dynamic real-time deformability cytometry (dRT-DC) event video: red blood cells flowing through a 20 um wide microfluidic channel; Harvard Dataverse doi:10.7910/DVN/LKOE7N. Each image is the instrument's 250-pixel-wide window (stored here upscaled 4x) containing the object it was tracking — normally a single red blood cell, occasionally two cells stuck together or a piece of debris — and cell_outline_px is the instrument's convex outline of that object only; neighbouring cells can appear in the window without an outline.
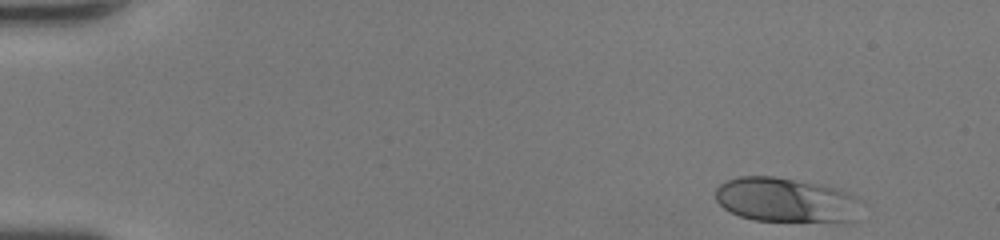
{"species": "human", "species_latin": "Homo sapiens", "temperature_condition": "room temperature", "stored_images_in_passage": 43, "camera_frame_rate_fps": 3000, "um_per_image_px": 0.085, "donor": {"sex": "female"}, "frame": {"image": 1, "passage_image": 1, "time_ms": 0.0, "image_size_px": [1000, 240], "cell_outline_px": [[860, 200], [856, 220], [756, 220], [740, 216], [724, 208], [716, 200], [716, 188], [720, 184], [728, 180], [740, 176], [772, 176], [820, 184], [836, 188], [848, 192], [856, 196]], "centroid_in_image_um": [66.78, 16.97], "position_along_channel_um": 18.2, "area_um2": 37.17}}
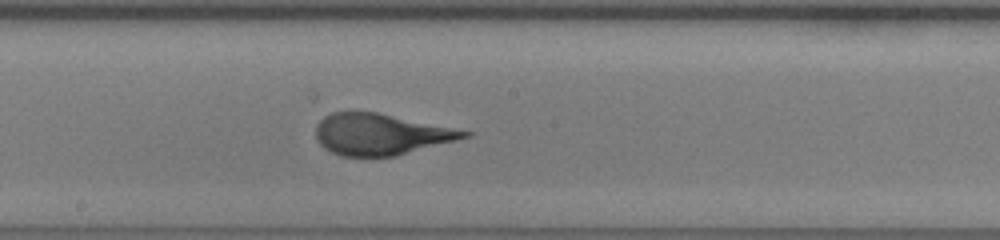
{"frame": {"image": 2, "passage_image": 23, "time_ms": 7.333, "image_size_px": [1000, 240], "cell_outline_px": [[472, 136], [396, 156], [340, 156], [324, 148], [316, 140], [316, 124], [324, 116], [332, 112], [376, 112], [472, 132]], "centroid_in_image_um": [32.33, 11.42], "position_along_channel_um": 215.9, "area_um2": 35.43}}
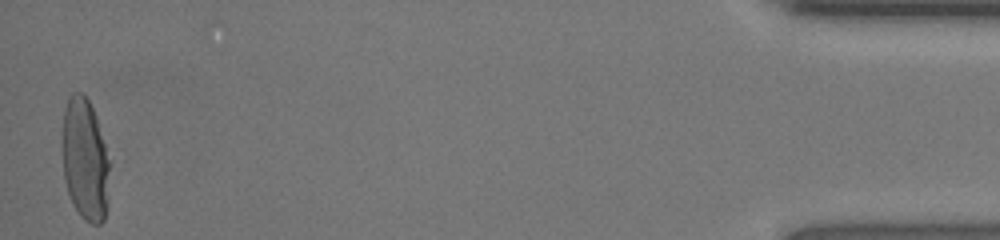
{"frame": {"image": 3, "passage_image": 43, "time_ms": 14.0, "image_size_px": [1000, 240], "cell_outline_px": [[112, 160], [108, 208], [104, 220], [100, 224], [92, 224], [84, 220], [80, 216], [72, 204], [64, 180], [60, 148], [60, 140], [64, 108], [68, 96], [72, 92], [84, 92], [96, 116]], "centroid_in_image_um": [7.24, 13.56], "position_along_channel_um": 428.0, "area_um2": 35.78}, "authors_computed_cell_mechanics": {"area_um2": 36.0094, "velocity_mm_per_s": 4.4585, "shape_relaxation_time_tau1_ms": 3.7442, "shape_relaxation_time_tau2_ms": null, "deformation_change_tau1": 0.2186, "deformation_change_tau2": null}}